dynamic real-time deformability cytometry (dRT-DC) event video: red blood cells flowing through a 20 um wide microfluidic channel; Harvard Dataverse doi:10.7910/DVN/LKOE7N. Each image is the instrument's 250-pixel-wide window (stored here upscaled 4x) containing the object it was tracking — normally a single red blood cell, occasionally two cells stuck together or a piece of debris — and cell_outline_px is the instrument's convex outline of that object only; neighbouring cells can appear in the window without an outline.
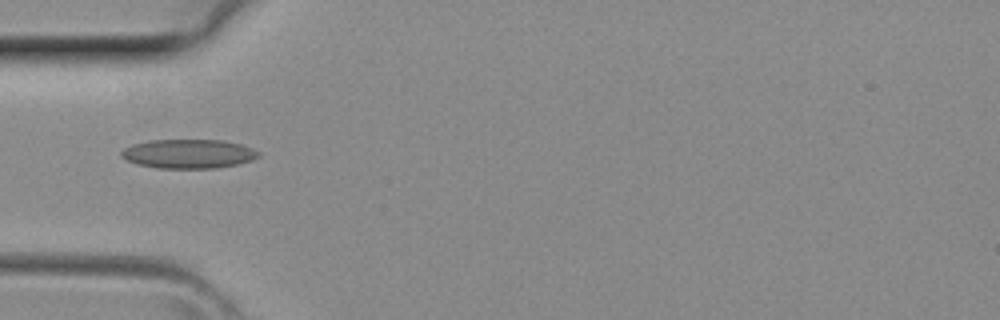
{"species": "common noctule bat (a hibernating species)", "species_latin": "Nyctalus noctula", "temperature_condition": "room temperature", "stored_images_in_passage": 4, "camera_frame_rate_fps": 3000, "um_per_image_px": 0.085, "animal": {"sex": "female", "body_mass_g": 29.2, "forearm_length_mm": 56.3}, "frame": {"image": 1, "passage_image": 4, "time_ms": 1.0, "image_size_px": [1000, 320], "cell_outline_px": [[260, 156], [252, 160], [236, 164], [216, 168], [156, 168], [136, 164], [120, 156], [120, 152], [124, 148], [132, 144], [148, 140], [224, 140], [240, 144], [252, 148], [260, 152]], "centroid_in_image_um": [16.0, 13.07], "position_along_channel_um": 69.0, "area_um2": 23.35}}